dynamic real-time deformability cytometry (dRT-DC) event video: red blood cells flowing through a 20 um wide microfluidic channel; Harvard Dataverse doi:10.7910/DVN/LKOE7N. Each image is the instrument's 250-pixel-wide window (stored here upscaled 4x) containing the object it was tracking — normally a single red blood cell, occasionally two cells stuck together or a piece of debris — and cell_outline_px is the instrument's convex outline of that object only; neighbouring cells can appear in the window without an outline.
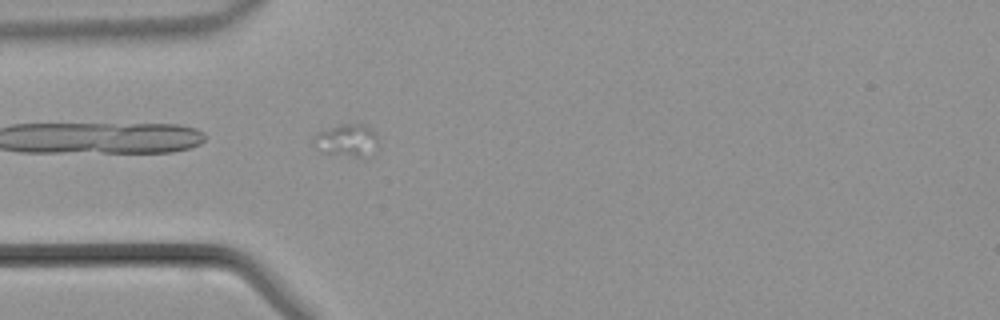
{"species": "common noctule bat (a hibernating species)", "species_latin": "Nyctalus noctula", "temperature_condition": "warm", "stored_images_in_passage": 4, "camera_frame_rate_fps": 3000, "um_per_image_px": 0.085, "animal": {"sex": "male", "body_mass_g": 21.5, "forearm_length_mm": 52.0}, "frame": {"image": 1, "passage_image": 1, "time_ms": 0.0, "image_size_px": [1000, 320], "cell_outline_px": [[376, 140], [360, 156], [356, 156], [320, 152], [312, 140], [320, 132], [344, 124], [364, 124], [376, 132]], "centroid_in_image_um": [29.39, 11.88], "position_along_channel_um": 55.6, "area_um2": 11.04}}